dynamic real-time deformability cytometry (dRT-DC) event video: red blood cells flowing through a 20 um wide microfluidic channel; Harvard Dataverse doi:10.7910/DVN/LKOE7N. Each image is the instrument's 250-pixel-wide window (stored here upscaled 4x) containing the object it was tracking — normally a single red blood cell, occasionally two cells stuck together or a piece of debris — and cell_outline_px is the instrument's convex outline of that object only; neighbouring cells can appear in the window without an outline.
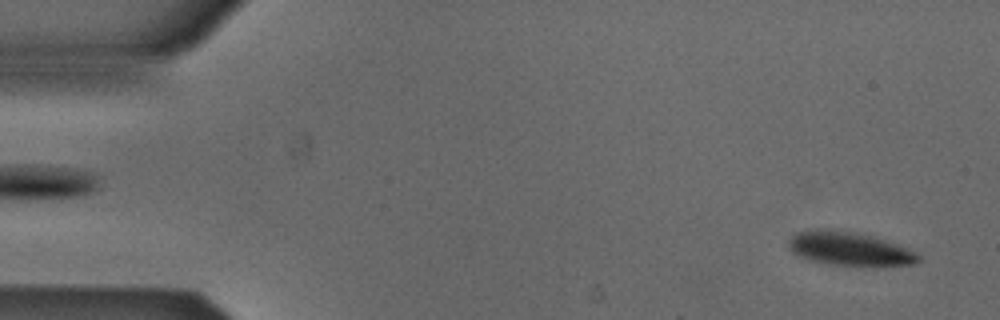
{"species": "Egyptian fruit bat (a non-hibernating species)", "species_latin": "Rousettus aegyptiacus", "temperature_condition": "cold", "stored_images_in_passage": 53, "segment_of_instrument_passage": [1, 2], "camera_frame_rate_fps": 3000, "um_per_image_px": 0.085, "animal": {"sex": "male"}, "frame": {"image": 1, "passage_image": 2, "time_ms": 0.333, "image_size_px": [1000, 320], "cell_outline_px": [[920, 260], [916, 264], [884, 268], [856, 268], [828, 264], [808, 260], [792, 252], [788, 248], [788, 240], [796, 232], [816, 228], [824, 228], [848, 232], [868, 236], [884, 240], [896, 244], [916, 252], [920, 256]], "centroid_in_image_um": [72.23, 21.22], "position_along_channel_um": 12.8, "area_um2": 26.36}}
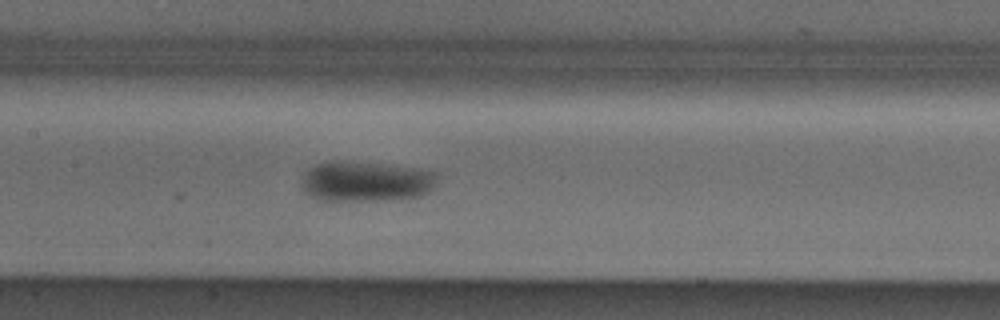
{"frame": {"image": 2, "passage_image": 24, "time_ms": 7.667, "image_size_px": [1000, 320], "cell_outline_px": [[440, 176], [432, 188], [428, 192], [420, 196], [388, 200], [332, 204], [316, 200], [304, 192], [300, 184], [304, 172], [308, 168], [316, 164], [332, 160], [336, 160], [380, 164], [416, 168], [436, 172]], "centroid_in_image_um": [31.01, 15.47], "position_along_channel_um": 176.4, "area_um2": 33.23}}
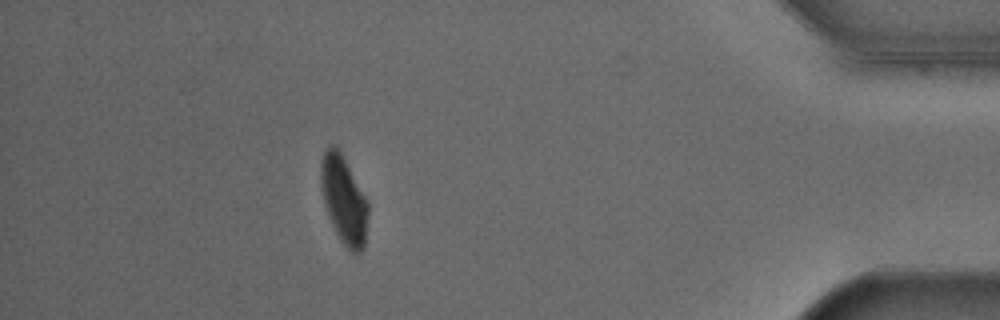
{"frame": {"image": 3, "passage_image": 46, "time_ms": 15.0, "image_size_px": [1000, 320], "cell_outline_px": [[368, 212], [364, 248], [360, 252], [352, 252], [340, 240], [328, 216], [324, 200], [320, 180], [320, 164], [324, 152], [332, 144], [336, 144], [368, 200]], "centroid_in_image_um": [29.23, 16.97], "position_along_channel_um": 406.0, "area_um2": 23.99}}